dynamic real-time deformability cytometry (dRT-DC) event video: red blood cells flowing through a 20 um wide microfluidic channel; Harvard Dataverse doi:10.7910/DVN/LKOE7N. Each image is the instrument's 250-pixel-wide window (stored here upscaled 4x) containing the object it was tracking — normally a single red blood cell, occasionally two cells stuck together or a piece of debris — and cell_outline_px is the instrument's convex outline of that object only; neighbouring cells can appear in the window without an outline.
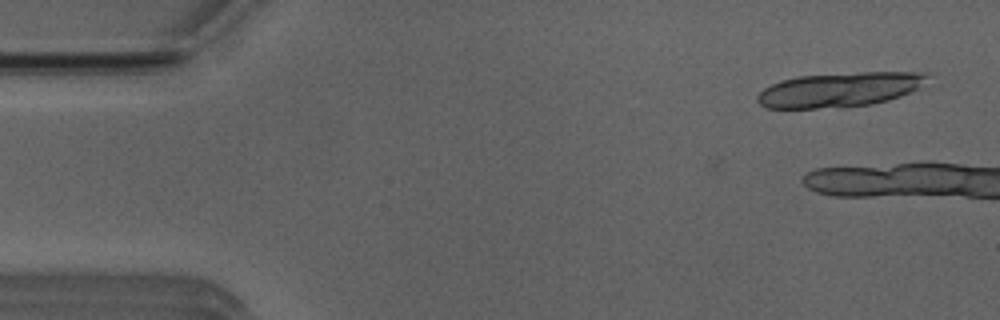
{"species": "Egyptian fruit bat (a non-hibernating species)", "species_latin": "Rousettus aegyptiacus", "temperature_condition": "room temperature", "stored_images_in_passage": 6, "camera_frame_rate_fps": 3000, "um_per_image_px": 0.085, "animal": {"sex": "male"}, "frame": {"image": 1, "passage_image": 2, "time_ms": 0.333, "image_size_px": [1000, 320], "cell_outline_px": [[928, 76], [920, 88], [912, 92], [888, 100], [872, 104], [816, 108], [764, 108], [756, 100], [756, 96], [764, 88], [772, 84], [796, 76], [864, 72], [928, 72]], "centroid_in_image_um": [71.37, 7.61], "position_along_channel_um": 13.6, "area_um2": 34.04}}